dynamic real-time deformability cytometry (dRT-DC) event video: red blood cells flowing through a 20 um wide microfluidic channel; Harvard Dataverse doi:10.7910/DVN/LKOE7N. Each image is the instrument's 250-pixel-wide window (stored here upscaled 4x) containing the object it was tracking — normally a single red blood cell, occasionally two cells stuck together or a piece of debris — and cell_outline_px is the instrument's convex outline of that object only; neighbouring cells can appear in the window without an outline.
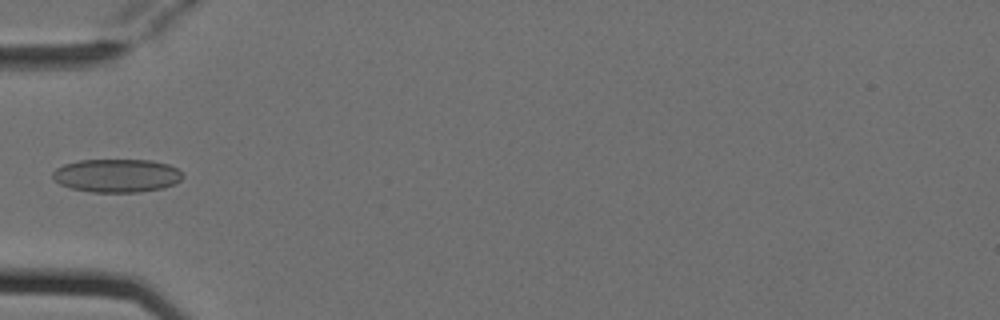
{"species": "Egyptian fruit bat (a non-hibernating species)", "species_latin": "Rousettus aegyptiacus", "temperature_condition": "cold", "stored_images_in_passage": 4, "camera_frame_rate_fps": 3000, "um_per_image_px": 0.085, "animal": {"sex": "female"}, "frame": {"image": 1, "passage_image": 3, "time_ms": 0.667, "image_size_px": [1000, 320], "cell_outline_px": [[184, 176], [180, 180], [164, 188], [140, 192], [92, 192], [72, 188], [60, 184], [52, 176], [52, 172], [56, 168], [64, 164], [80, 160], [152, 160], [168, 164], [184, 172]], "centroid_in_image_um": [9.95, 14.92], "position_along_channel_um": 75.0, "area_um2": 25.32}}
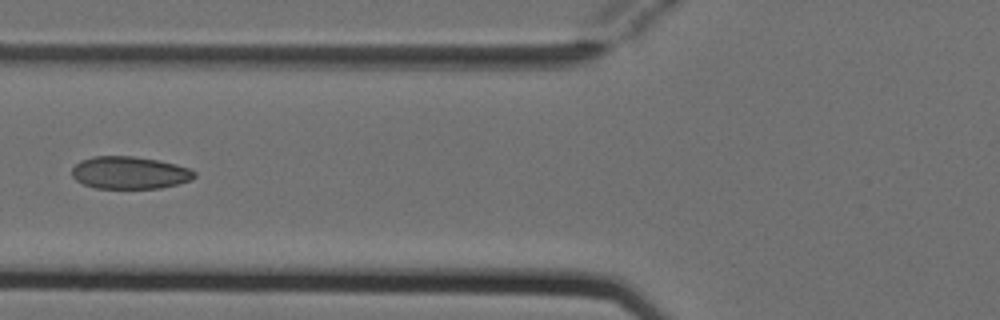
{"frame": {"image": 2, "passage_image": 4, "time_ms": 1.0, "image_size_px": [1000, 320], "cell_outline_px": [[196, 176], [192, 180], [160, 188], [96, 188], [84, 184], [76, 180], [72, 176], [72, 168], [80, 160], [92, 156], [132, 156], [156, 160], [176, 164], [188, 168], [196, 172]], "centroid_in_image_um": [11.01, 14.68], "position_along_channel_um": 114.8, "area_um2": 23.12}}